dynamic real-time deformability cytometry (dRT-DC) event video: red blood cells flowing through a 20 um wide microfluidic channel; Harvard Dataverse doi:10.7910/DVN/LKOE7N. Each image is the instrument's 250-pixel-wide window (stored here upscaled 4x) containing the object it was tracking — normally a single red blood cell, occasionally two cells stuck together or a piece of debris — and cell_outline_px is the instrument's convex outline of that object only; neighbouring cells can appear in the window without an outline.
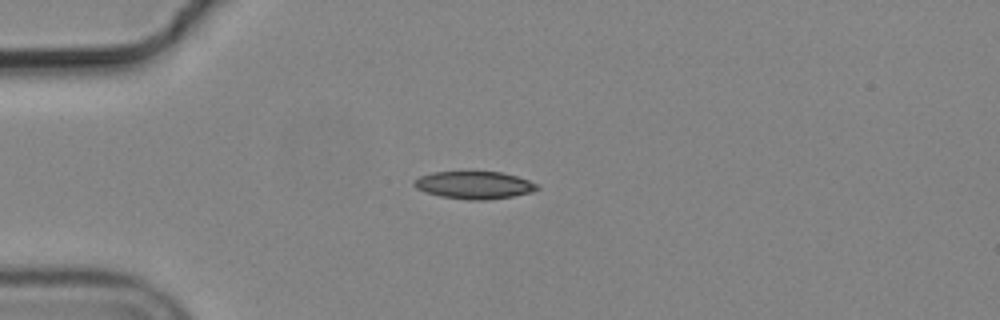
{"species": "common noctule bat (a hibernating species)", "species_latin": "Nyctalus noctula", "temperature_condition": "cold", "stored_images_in_passage": 42, "camera_frame_rate_fps": 3000, "um_per_image_px": 0.085, "animal": {"sex": "male", "body_mass_g": 19.2, "forearm_length_mm": 51.8}, "frame": {"image": 1, "passage_image": 1, "time_ms": 0.0, "image_size_px": [1000, 320], "cell_outline_px": [[540, 188], [532, 192], [512, 196], [488, 200], [468, 200], [440, 196], [424, 192], [416, 188], [412, 184], [420, 176], [432, 172], [500, 172], [516, 176], [540, 184]], "centroid_in_image_um": [40.32, 15.74], "position_along_channel_um": 44.7, "area_um2": 19.77}}
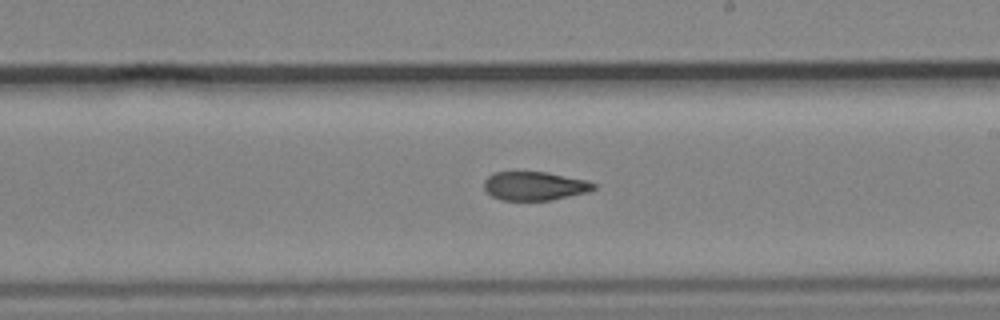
{"frame": {"image": 2, "passage_image": 19, "time_ms": 6.0, "image_size_px": [1000, 320], "cell_outline_px": [[596, 188], [588, 192], [552, 200], [500, 200], [492, 196], [484, 188], [484, 180], [492, 172], [544, 172], [588, 180], [596, 184]], "centroid_in_image_um": [45.45, 15.81], "position_along_channel_um": 243.6, "area_um2": 18.38}}
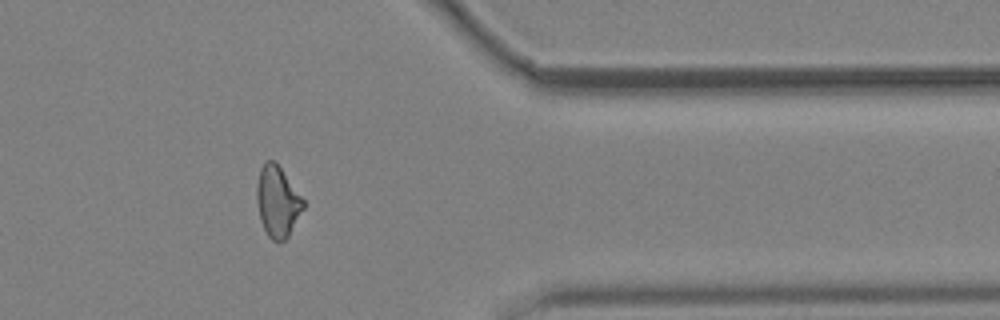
{"frame": {"image": 3, "passage_image": 32, "time_ms": 10.333, "image_size_px": [1000, 320], "cell_outline_px": [[304, 208], [288, 236], [284, 240], [272, 240], [268, 236], [260, 220], [256, 200], [256, 184], [260, 168], [268, 160], [272, 160], [280, 168], [304, 200]], "centroid_in_image_um": [23.56, 17.14], "position_along_channel_um": 387.8, "area_um2": 18.9}, "authors_computed_cell_mechanics": {"area_um2": 19.4208, "velocity_mm_per_s": 3.6871, "shape_relaxation_time_tau1_ms": null, "shape_relaxation_time_tau2_ms": 3.7134, "deformation_change_tau1": null, "deformation_change_tau2": 0.1061}}